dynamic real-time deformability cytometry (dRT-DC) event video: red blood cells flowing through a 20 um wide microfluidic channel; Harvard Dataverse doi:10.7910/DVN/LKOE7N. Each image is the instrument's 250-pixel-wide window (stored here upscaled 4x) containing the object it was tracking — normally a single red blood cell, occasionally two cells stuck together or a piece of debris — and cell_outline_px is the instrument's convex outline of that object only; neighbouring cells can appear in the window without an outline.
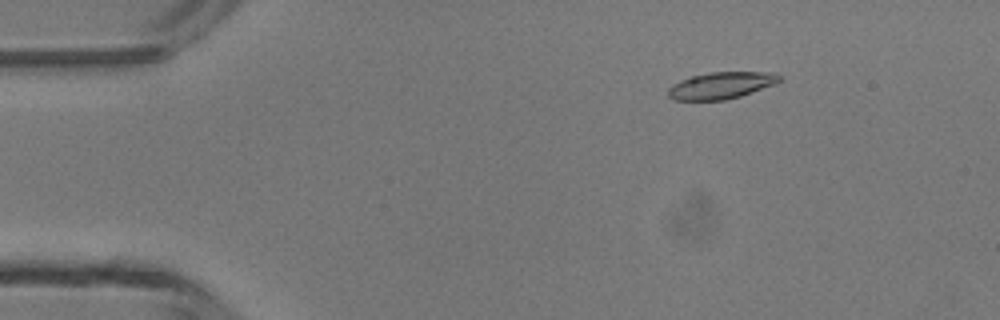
{"species": "common noctule bat (a hibernating species)", "species_latin": "Nyctalus noctula", "temperature_condition": "room temperature", "stored_images_in_passage": 47, "camera_frame_rate_fps": 3000, "um_per_image_px": 0.085, "animal": {"sex": "male", "body_mass_g": 13.3}, "frame": {"image": 1, "passage_image": 7, "time_ms": 2.0, "image_size_px": [1000, 320], "cell_outline_px": [[784, 76], [776, 84], [740, 96], [724, 100], [672, 100], [668, 96], [668, 88], [672, 84], [680, 80], [692, 76], [708, 72], [776, 72]], "centroid_in_image_um": [61.32, 7.25], "position_along_channel_um": 23.7, "area_um2": 17.57}}
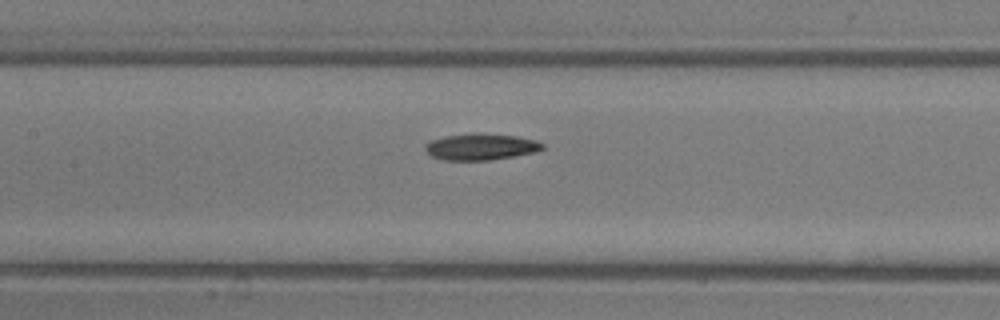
{"frame": {"image": 2, "passage_image": 22, "time_ms": 7.0, "image_size_px": [1000, 320], "cell_outline_px": [[544, 148], [536, 152], [488, 160], [444, 160], [432, 156], [424, 148], [424, 144], [428, 140], [444, 136], [476, 132], [516, 136], [536, 140], [544, 144]], "centroid_in_image_um": [40.84, 12.46], "position_along_channel_um": 166.6, "area_um2": 18.21}}
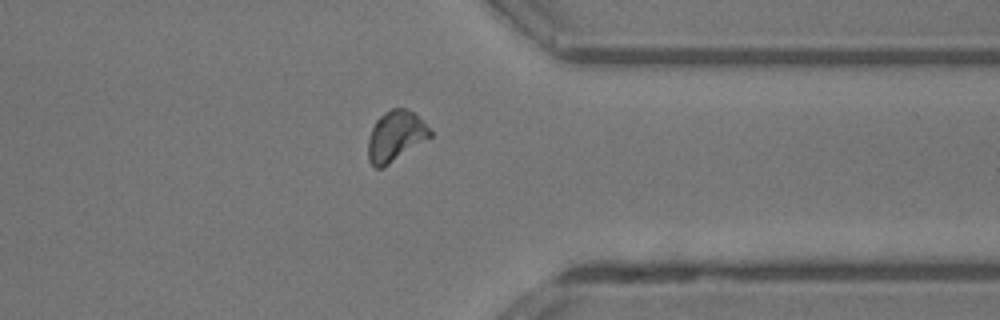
{"frame": {"image": 3, "passage_image": 37, "time_ms": 12.0, "image_size_px": [1000, 320], "cell_outline_px": [[432, 136], [384, 168], [376, 168], [368, 160], [368, 140], [372, 128], [376, 120], [384, 112], [392, 108], [404, 108], [412, 112], [432, 132]], "centroid_in_image_um": [33.59, 11.6], "position_along_channel_um": 377.8, "area_um2": 18.03}, "authors_computed_cell_mechanics": {"area_um2": 17.8024, "velocity_mm_per_s": 4.3606, "shape_relaxation_time_tau1_ms": 5.6221, "shape_relaxation_time_tau2_ms": null, "deformation_change_tau1": 0.1834, "deformation_change_tau2": null}}